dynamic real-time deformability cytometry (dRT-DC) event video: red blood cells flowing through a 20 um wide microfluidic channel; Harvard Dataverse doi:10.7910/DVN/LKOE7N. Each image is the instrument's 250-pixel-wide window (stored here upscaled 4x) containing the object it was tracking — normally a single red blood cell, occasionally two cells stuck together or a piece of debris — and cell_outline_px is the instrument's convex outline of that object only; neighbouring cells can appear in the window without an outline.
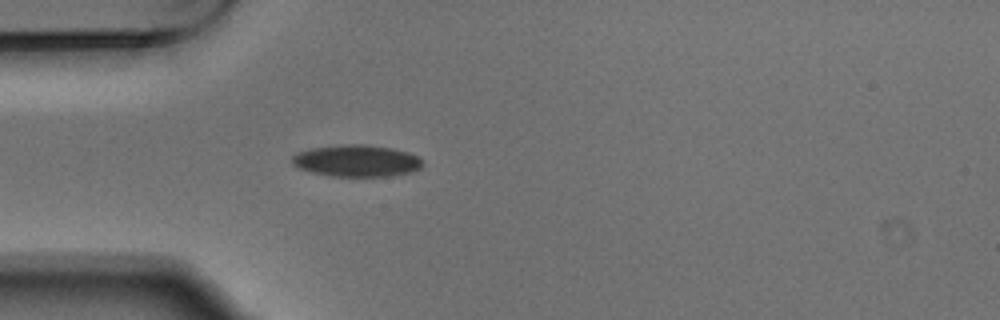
{"species": "Egyptian fruit bat (a non-hibernating species)", "species_latin": "Rousettus aegyptiacus", "temperature_condition": "warm", "stored_images_in_passage": 1, "camera_frame_rate_fps": 3000, "um_per_image_px": 0.085, "animal": {"sex": "male"}, "frame": {"image": 1, "passage_image": 1, "time_ms": 0.0, "image_size_px": [1000, 320], "cell_outline_px": [[424, 164], [420, 168], [412, 172], [388, 176], [332, 176], [312, 172], [300, 168], [292, 164], [292, 156], [296, 152], [312, 148], [340, 144], [364, 144], [392, 148], [408, 152], [420, 156], [424, 160]], "centroid_in_image_um": [30.35, 13.66], "position_along_channel_um": 54.7, "area_um2": 24.39}}